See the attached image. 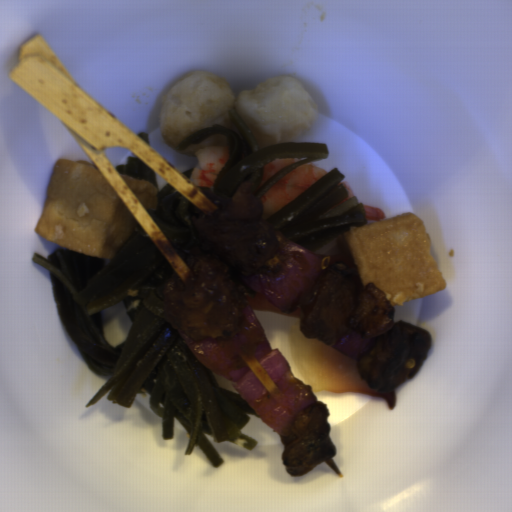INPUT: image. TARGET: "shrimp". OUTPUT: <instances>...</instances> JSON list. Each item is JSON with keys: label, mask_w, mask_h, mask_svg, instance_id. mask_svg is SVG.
Returning a JSON list of instances; mask_svg holds the SVG:
<instances>
[{"label": "shrimp", "mask_w": 512, "mask_h": 512, "mask_svg": "<svg viewBox=\"0 0 512 512\" xmlns=\"http://www.w3.org/2000/svg\"><path fill=\"white\" fill-rule=\"evenodd\" d=\"M328 173V170L310 162L288 173L259 198L264 219L275 215Z\"/></svg>", "instance_id": "1"}, {"label": "shrimp", "mask_w": 512, "mask_h": 512, "mask_svg": "<svg viewBox=\"0 0 512 512\" xmlns=\"http://www.w3.org/2000/svg\"><path fill=\"white\" fill-rule=\"evenodd\" d=\"M195 155L198 162L192 168L190 180L197 187L212 186L229 160L228 145L204 146Z\"/></svg>", "instance_id": "2"}, {"label": "shrimp", "mask_w": 512, "mask_h": 512, "mask_svg": "<svg viewBox=\"0 0 512 512\" xmlns=\"http://www.w3.org/2000/svg\"><path fill=\"white\" fill-rule=\"evenodd\" d=\"M303 159H298V158H279V159H276V160H273V161H270L269 163H267L264 167H263V171H262V177H261V181L259 183V185L257 186L256 188V193L259 191V189L261 188V186L267 182L272 176H274L276 173H278L279 171L285 169L286 167L296 163V162H299Z\"/></svg>", "instance_id": "3"}, {"label": "shrimp", "mask_w": 512, "mask_h": 512, "mask_svg": "<svg viewBox=\"0 0 512 512\" xmlns=\"http://www.w3.org/2000/svg\"><path fill=\"white\" fill-rule=\"evenodd\" d=\"M363 208H364V212H365L366 221L379 222V221L384 220L386 217L384 210H382L381 208L370 207V206H365V205H363Z\"/></svg>", "instance_id": "4"}, {"label": "shrimp", "mask_w": 512, "mask_h": 512, "mask_svg": "<svg viewBox=\"0 0 512 512\" xmlns=\"http://www.w3.org/2000/svg\"><path fill=\"white\" fill-rule=\"evenodd\" d=\"M339 184H341V185L345 188V190H346V192H347V194H348V195H347V197H346L345 199H343L341 202H339L338 204H336L334 207H336L337 205H339V204H341V203H343V202H345V201H347V200H350V199H352V198L356 197V196H355V194H354V191H353V189H352V187H351V185H350V183H349V182H346V181H343V180H342ZM334 207H332V208H334ZM332 208H331V209H332Z\"/></svg>", "instance_id": "5"}]
</instances>
